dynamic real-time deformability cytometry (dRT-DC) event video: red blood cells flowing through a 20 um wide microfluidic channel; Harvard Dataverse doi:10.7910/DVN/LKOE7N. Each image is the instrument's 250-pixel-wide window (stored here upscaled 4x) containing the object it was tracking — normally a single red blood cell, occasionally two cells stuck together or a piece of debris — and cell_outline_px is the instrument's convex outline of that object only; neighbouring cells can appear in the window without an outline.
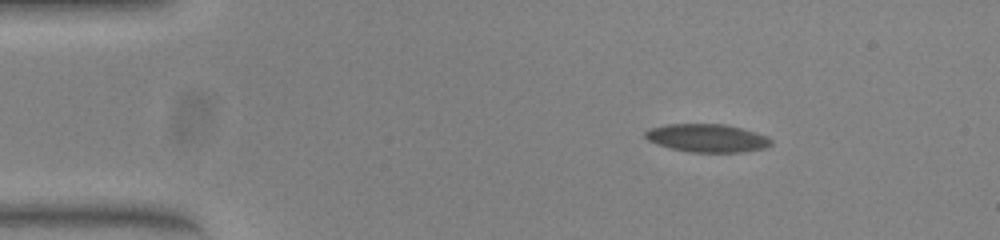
{"species": "common noctule bat (a hibernating species)", "species_latin": "Nyctalus noctula", "temperature_condition": "warm", "stored_images_in_passage": 48, "camera_frame_rate_fps": 3000, "um_per_image_px": 0.085, "animal": {"sex": "female", "body_mass_g": 23.0, "forearm_length_mm": 53.4}, "frame": {"image": 1, "passage_image": 1, "time_ms": 0.0, "image_size_px": [1000, 240], "cell_outline_px": [[772, 144], [760, 148], [736, 152], [696, 152], [672, 148], [648, 140], [644, 136], [644, 132], [652, 128], [668, 124], [724, 124], [740, 128], [764, 136], [772, 140]], "centroid_in_image_um": [60.06, 11.72], "position_along_channel_um": 24.9, "area_um2": 19.88}}
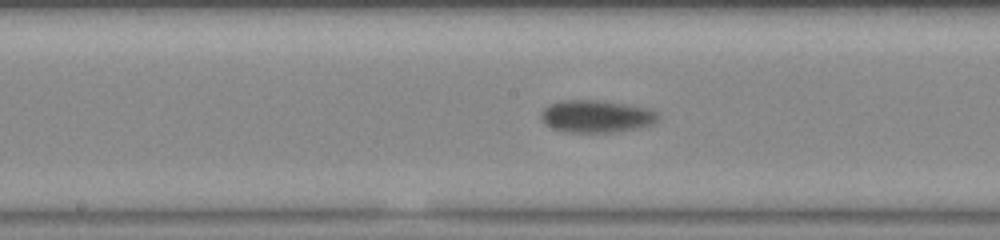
{"frame": {"image": 2, "passage_image": 21, "time_ms": 6.667, "image_size_px": [1000, 240], "cell_outline_px": [[656, 120], [648, 124], [608, 132], [568, 132], [552, 128], [540, 116], [540, 112], [548, 104], [560, 100], [596, 100], [644, 108], [656, 112]], "centroid_in_image_um": [50.54, 9.87], "position_along_channel_um": 197.7, "area_um2": 21.1}}
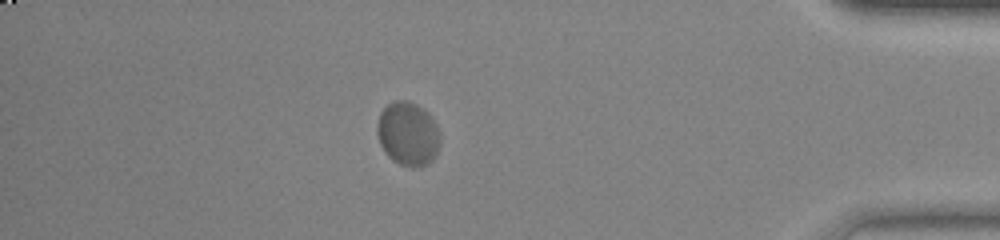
{"frame": {"image": 3, "passage_image": 41, "time_ms": 13.333, "image_size_px": [1000, 240], "cell_outline_px": [[440, 136], [436, 152], [432, 160], [416, 168], [412, 168], [400, 164], [392, 160], [384, 152], [380, 144], [376, 132], [376, 128], [380, 112], [392, 100], [408, 100], [416, 104], [428, 112]], "centroid_in_image_um": [34.62, 11.36], "position_along_channel_um": 400.6, "area_um2": 23.29}, "authors_computed_cell_mechanics": {"area_um2": 21.0392, "velocity_mm_per_s": 3.6788, "shape_relaxation_time_tau1_ms": 4.149, "shape_relaxation_time_tau2_ms": null, "deformation_change_tau1": 0.1282, "deformation_change_tau2": null}}